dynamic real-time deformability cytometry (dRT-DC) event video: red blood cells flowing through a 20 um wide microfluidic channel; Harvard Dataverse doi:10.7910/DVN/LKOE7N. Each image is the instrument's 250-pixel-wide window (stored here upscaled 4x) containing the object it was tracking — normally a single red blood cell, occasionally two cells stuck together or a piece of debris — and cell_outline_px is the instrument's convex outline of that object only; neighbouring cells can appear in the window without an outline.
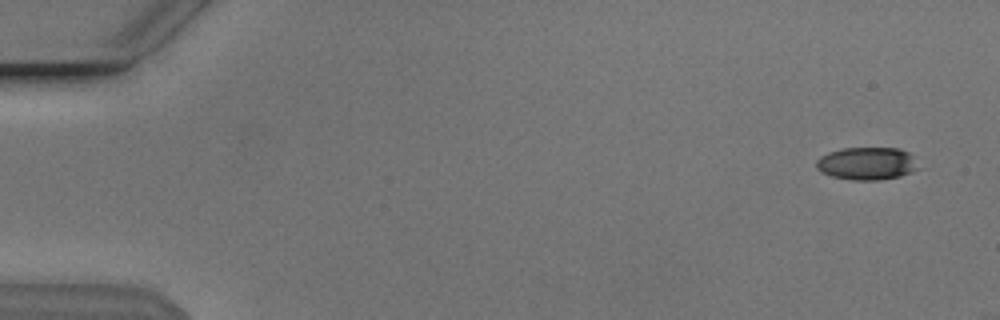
{"species": "Egyptian fruit bat (a non-hibernating species)", "species_latin": "Rousettus aegyptiacus", "temperature_condition": "cold", "stored_images_in_passage": 6, "camera_frame_rate_fps": 3000, "um_per_image_px": 0.085, "animal": {"sex": "male"}, "frame": {"image": 1, "passage_image": 3, "time_ms": 0.667, "image_size_px": [1000, 320], "cell_outline_px": [[916, 168], [912, 172], [900, 176], [880, 180], [852, 180], [832, 176], [820, 172], [816, 168], [816, 160], [820, 156], [828, 152], [840, 148], [900, 148], [908, 152], [912, 156]], "centroid_in_image_um": [73.62, 13.89], "position_along_channel_um": 11.4, "area_um2": 19.42}}